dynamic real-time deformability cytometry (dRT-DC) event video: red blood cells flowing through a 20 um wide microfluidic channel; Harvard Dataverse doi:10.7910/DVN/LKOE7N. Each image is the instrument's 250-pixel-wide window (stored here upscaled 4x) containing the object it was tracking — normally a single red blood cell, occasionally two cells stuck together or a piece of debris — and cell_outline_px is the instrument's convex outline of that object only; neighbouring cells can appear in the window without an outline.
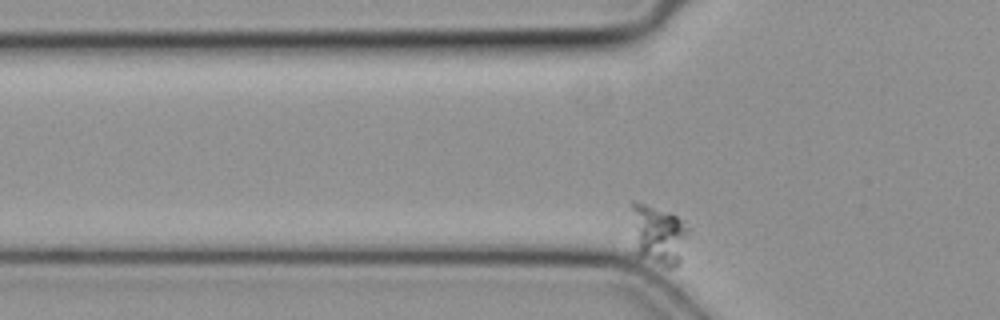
{"species": "common noctule bat (a hibernating species)", "species_latin": "Nyctalus noctula", "temperature_condition": "cold", "stored_images_in_passage": 30, "camera_frame_rate_fps": 3000, "um_per_image_px": 0.085, "animal": {"sex": "female", "body_mass_g": 19.3, "forearm_length_mm": 54.1}, "frame": {"image": 1, "passage_image": 2, "time_ms": 0.333, "image_size_px": [1000, 320], "cell_outline_px": [[692, 228], [680, 264], [676, 268], [664, 268], [636, 256], [628, 252], [632, 200], [668, 212], [684, 220]], "centroid_in_image_um": [55.89, 20.04], "position_along_channel_um": 69.9, "area_um2": 21.91}}
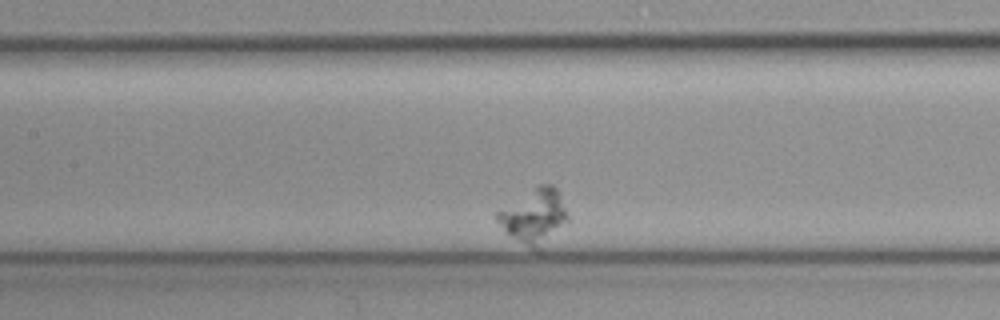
{"frame": {"image": 2, "passage_image": 11, "time_ms": 3.333, "image_size_px": [1000, 320], "cell_outline_px": [[568, 220], [540, 252], [536, 252], [504, 232], [496, 220], [496, 212], [540, 184], [552, 184], [556, 188], [568, 216]], "centroid_in_image_um": [45.4, 18.45], "position_along_channel_um": 162.0, "area_um2": 22.25}}
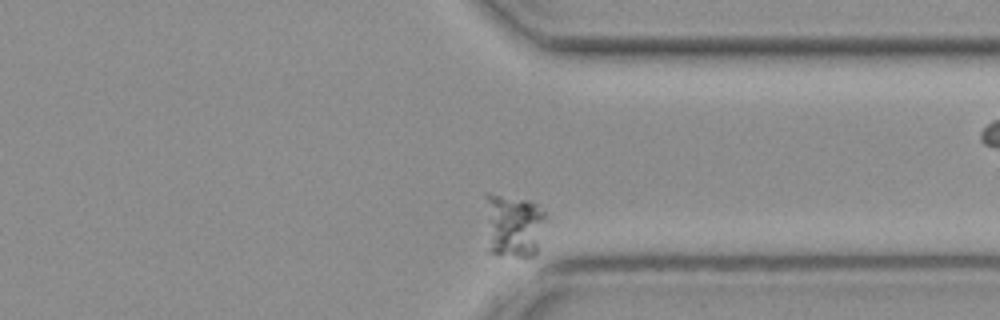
{"frame": {"image": 3, "passage_image": 28, "time_ms": 9.0, "image_size_px": [1000, 320], "cell_outline_px": [[544, 216], [536, 256], [524, 260], [496, 256], [488, 252], [484, 196], [484, 192], [488, 192], [532, 200], [544, 212]], "centroid_in_image_um": [43.57, 19.22], "position_along_channel_um": 367.8, "area_um2": 23.64}}